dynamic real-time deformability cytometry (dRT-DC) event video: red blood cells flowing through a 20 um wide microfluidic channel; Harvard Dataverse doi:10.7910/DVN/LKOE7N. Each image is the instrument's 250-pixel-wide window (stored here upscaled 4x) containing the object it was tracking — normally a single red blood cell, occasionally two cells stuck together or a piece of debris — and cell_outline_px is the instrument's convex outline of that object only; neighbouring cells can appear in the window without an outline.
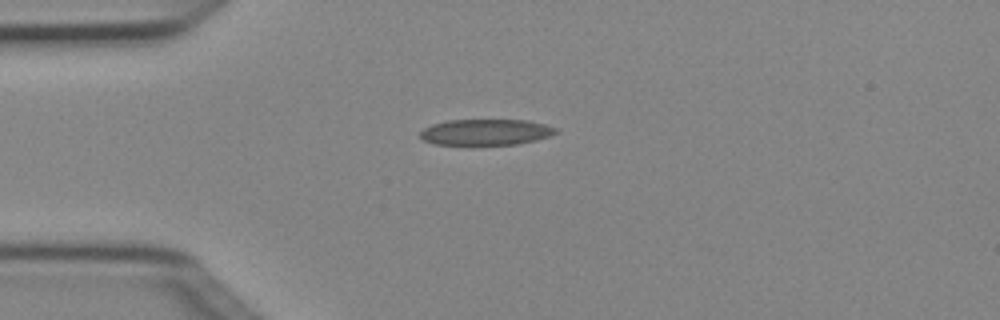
{"species": "Egyptian fruit bat (a non-hibernating species)", "species_latin": "Rousettus aegyptiacus", "temperature_condition": "cold", "stored_images_in_passage": 5, "camera_frame_rate_fps": 3000, "um_per_image_px": 0.085, "animal": {"sex": "female"}, "frame": {"image": 1, "passage_image": 2, "time_ms": 0.333, "image_size_px": [1000, 320], "cell_outline_px": [[560, 132], [536, 140], [516, 144], [432, 144], [424, 140], [420, 136], [420, 132], [424, 128], [432, 124], [448, 120], [528, 120], [544, 124], [556, 128]], "centroid_in_image_um": [41.3, 11.22], "position_along_channel_um": 43.7, "area_um2": 20.4}}
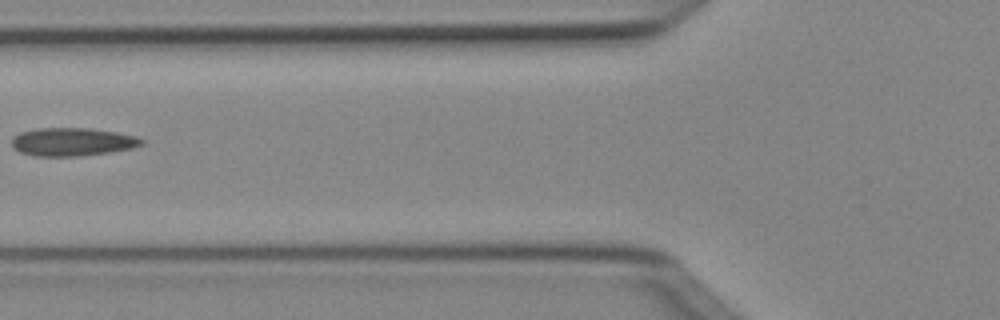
{"frame": {"image": 2, "passage_image": 4, "time_ms": 1.0, "image_size_px": [1000, 320], "cell_outline_px": [[144, 144], [132, 148], [108, 152], [76, 156], [36, 156], [20, 152], [12, 148], [12, 136], [20, 132], [36, 128], [92, 128], [116, 132], [136, 136], [144, 140]], "centroid_in_image_um": [6.12, 12.05], "position_along_channel_um": 119.7, "area_um2": 21.39}}
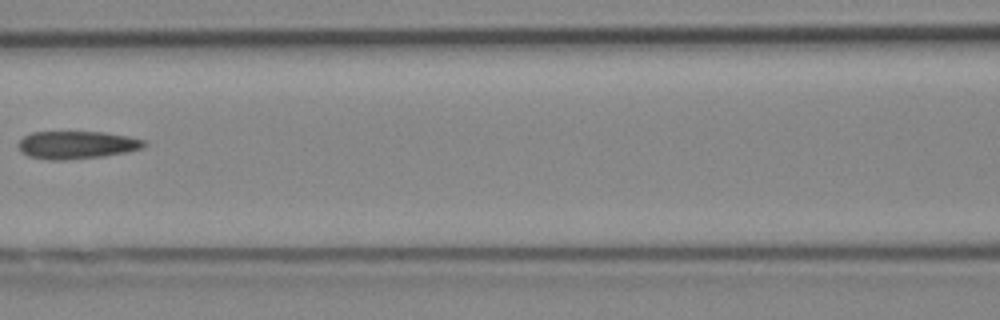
{"frame": {"image": 3, "passage_image": 5, "time_ms": 1.333, "image_size_px": [1000, 320], "cell_outline_px": [[148, 144], [144, 148], [128, 152], [104, 156], [68, 160], [48, 160], [28, 156], [20, 152], [16, 144], [24, 136], [32, 132], [104, 132], [128, 136], [144, 140]], "centroid_in_image_um": [6.52, 12.32], "position_along_channel_um": 160.1, "area_um2": 20.69}}